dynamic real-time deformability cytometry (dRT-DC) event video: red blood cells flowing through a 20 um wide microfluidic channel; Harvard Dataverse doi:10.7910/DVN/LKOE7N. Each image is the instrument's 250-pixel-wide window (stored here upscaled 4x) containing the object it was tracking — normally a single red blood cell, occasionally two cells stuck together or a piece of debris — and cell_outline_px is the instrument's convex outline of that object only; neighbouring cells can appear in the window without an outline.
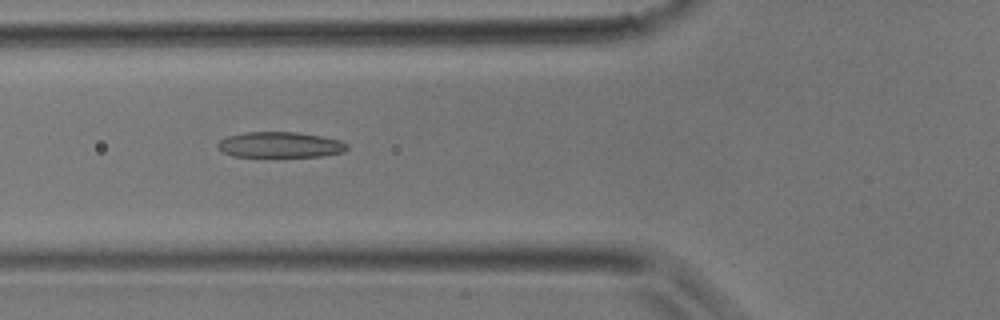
{"species": "common noctule bat (a hibernating species)", "species_latin": "Nyctalus noctula", "temperature_condition": "room temperature", "stored_images_in_passage": 26, "camera_frame_rate_fps": 3000, "um_per_image_px": 0.085, "animal": {"sex": "male", "body_mass_g": 17.9}, "frame": {"image": 1, "passage_image": 3, "time_ms": 0.667, "image_size_px": [1000, 320], "cell_outline_px": [[348, 148], [344, 152], [320, 156], [232, 156], [224, 152], [216, 144], [220, 140], [228, 136], [244, 132], [296, 132], [320, 136], [340, 140], [348, 144]], "centroid_in_image_um": [23.82, 12.3], "position_along_channel_um": 102.0, "area_um2": 19.13}}
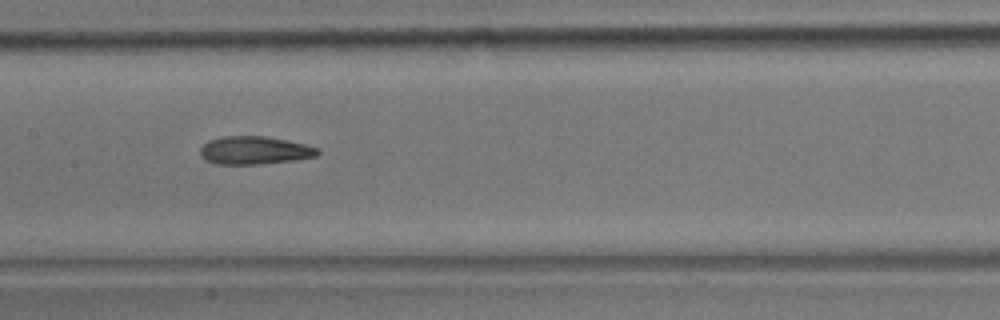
{"frame": {"image": 2, "passage_image": 8, "time_ms": 2.333, "image_size_px": [1000, 320], "cell_outline_px": [[320, 152], [316, 156], [296, 160], [264, 164], [216, 164], [200, 156], [200, 148], [208, 140], [224, 136], [264, 136], [288, 140], [320, 148]], "centroid_in_image_um": [21.66, 12.78], "position_along_channel_um": 185.7, "area_um2": 19.31}}
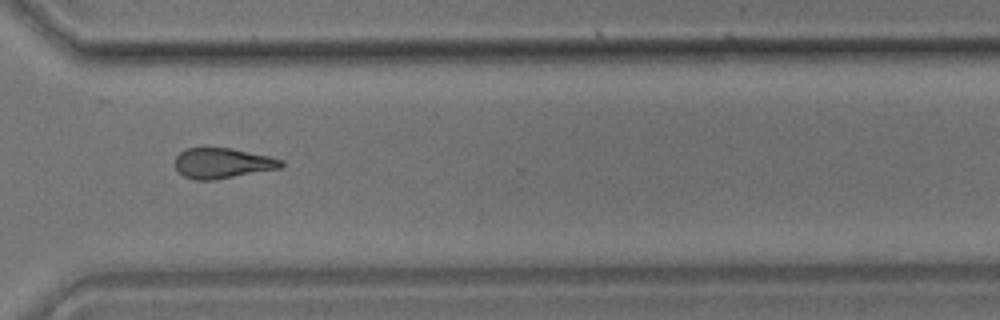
{"frame": {"image": 3, "passage_image": 18, "time_ms": 5.667, "image_size_px": [1000, 320], "cell_outline_px": [[284, 164], [280, 168], [212, 180], [196, 180], [184, 176], [176, 168], [176, 156], [180, 152], [188, 148], [232, 148], [268, 156], [284, 160]], "centroid_in_image_um": [18.92, 13.86], "position_along_channel_um": 351.7, "area_um2": 18.5}}